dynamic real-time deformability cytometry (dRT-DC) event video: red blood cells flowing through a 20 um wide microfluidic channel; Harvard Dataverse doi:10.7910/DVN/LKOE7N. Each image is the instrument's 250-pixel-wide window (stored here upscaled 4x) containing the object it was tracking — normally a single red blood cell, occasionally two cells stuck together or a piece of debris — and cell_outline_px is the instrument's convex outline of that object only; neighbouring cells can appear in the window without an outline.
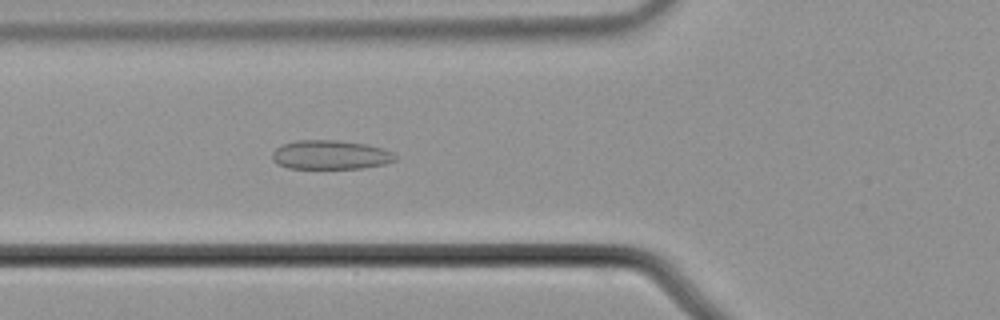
{"species": "common noctule bat (a hibernating species)", "species_latin": "Nyctalus noctula", "temperature_condition": "cold", "stored_images_in_passage": 56, "camera_frame_rate_fps": 3000, "um_per_image_px": 0.085, "animal": {"sex": "male", "body_mass_g": 21.5, "forearm_length_mm": 52.0}, "frame": {"image": 1, "passage_image": 22, "time_ms": 7.0, "image_size_px": [1000, 320], "cell_outline_px": [[396, 160], [384, 164], [360, 168], [288, 168], [276, 164], [272, 160], [272, 152], [280, 144], [296, 140], [340, 140], [368, 144], [392, 152], [396, 156]], "centroid_in_image_um": [28.04, 13.15], "position_along_channel_um": 97.8, "area_um2": 20.98}}
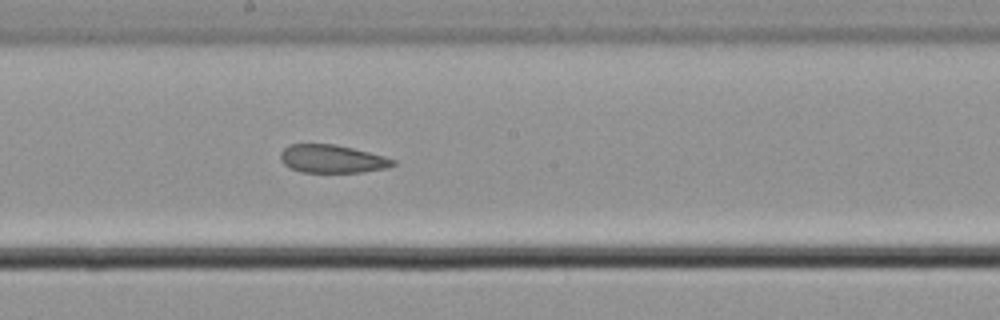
{"frame": {"image": 2, "passage_image": 32, "time_ms": 10.333, "image_size_px": [1000, 320], "cell_outline_px": [[396, 164], [388, 168], [364, 172], [300, 172], [284, 164], [280, 160], [280, 152], [288, 144], [336, 144], [384, 156], [396, 160]], "centroid_in_image_um": [28.23, 13.5], "position_along_channel_um": 220.0, "area_um2": 18.5}}
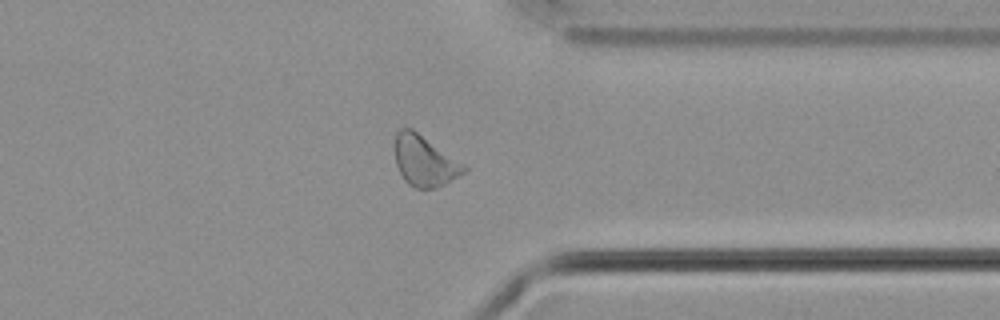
{"frame": {"image": 3, "passage_image": 45, "time_ms": 14.667, "image_size_px": [1000, 320], "cell_outline_px": [[468, 168], [464, 172], [444, 184], [436, 188], [416, 188], [408, 184], [404, 180], [396, 164], [396, 132], [400, 128], [412, 128], [464, 164]], "centroid_in_image_um": [36.08, 13.68], "position_along_channel_um": 375.3, "area_um2": 20.0}}